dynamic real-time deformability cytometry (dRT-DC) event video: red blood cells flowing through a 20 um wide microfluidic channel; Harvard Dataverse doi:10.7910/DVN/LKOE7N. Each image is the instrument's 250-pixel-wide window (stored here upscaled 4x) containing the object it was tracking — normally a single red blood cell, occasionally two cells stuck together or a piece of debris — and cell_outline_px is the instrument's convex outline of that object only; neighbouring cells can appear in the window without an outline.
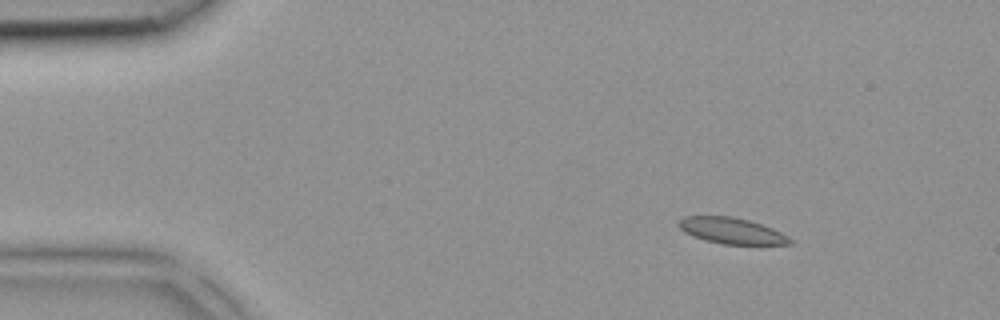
{"species": "common noctule bat (a hibernating species)", "species_latin": "Nyctalus noctula", "temperature_condition": "room temperature", "stored_images_in_passage": 4, "camera_frame_rate_fps": 3000, "um_per_image_px": 0.085, "animal": {"sex": "female", "body_mass_g": 18.4}, "frame": {"image": 1, "passage_image": 2, "time_ms": 0.333, "image_size_px": [1000, 320], "cell_outline_px": [[792, 244], [724, 244], [704, 240], [692, 236], [684, 232], [676, 224], [684, 216], [732, 216], [748, 220], [772, 228], [788, 236], [792, 240]], "centroid_in_image_um": [62.15, 19.61], "position_along_channel_um": 22.8, "area_um2": 16.82}}